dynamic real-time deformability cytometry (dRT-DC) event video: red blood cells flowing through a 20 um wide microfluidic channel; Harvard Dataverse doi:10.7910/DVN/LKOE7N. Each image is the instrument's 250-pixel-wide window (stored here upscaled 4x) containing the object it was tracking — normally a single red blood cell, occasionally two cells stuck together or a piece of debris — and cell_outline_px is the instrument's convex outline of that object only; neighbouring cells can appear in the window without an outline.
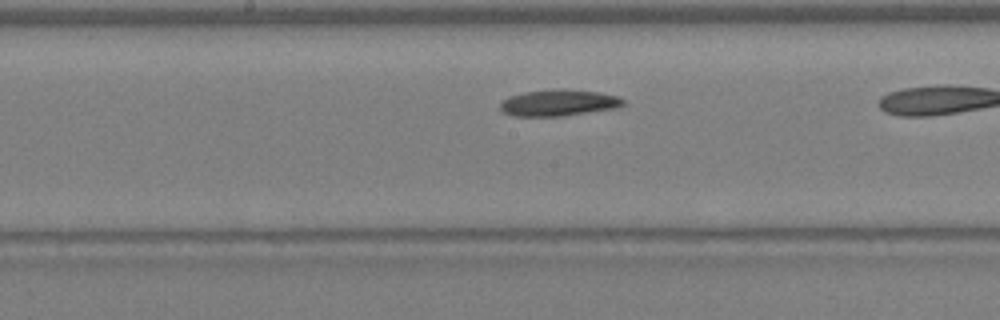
{"species": "Egyptian fruit bat (a non-hibernating species)", "species_latin": "Rousettus aegyptiacus", "temperature_condition": "warm", "stored_images_in_passage": 18, "camera_frame_rate_fps": 3000, "um_per_image_px": 0.085, "animal": {"sex": "female"}, "frame": {"image": 1, "passage_image": 11, "time_ms": 3.333, "image_size_px": [1000, 320], "cell_outline_px": [[628, 104], [620, 108], [564, 116], [512, 116], [504, 112], [500, 108], [500, 104], [508, 96], [524, 92], [560, 88], [564, 88], [600, 92], [620, 96]], "centroid_in_image_um": [47.58, 8.73], "position_along_channel_um": 200.6, "area_um2": 19.42}}